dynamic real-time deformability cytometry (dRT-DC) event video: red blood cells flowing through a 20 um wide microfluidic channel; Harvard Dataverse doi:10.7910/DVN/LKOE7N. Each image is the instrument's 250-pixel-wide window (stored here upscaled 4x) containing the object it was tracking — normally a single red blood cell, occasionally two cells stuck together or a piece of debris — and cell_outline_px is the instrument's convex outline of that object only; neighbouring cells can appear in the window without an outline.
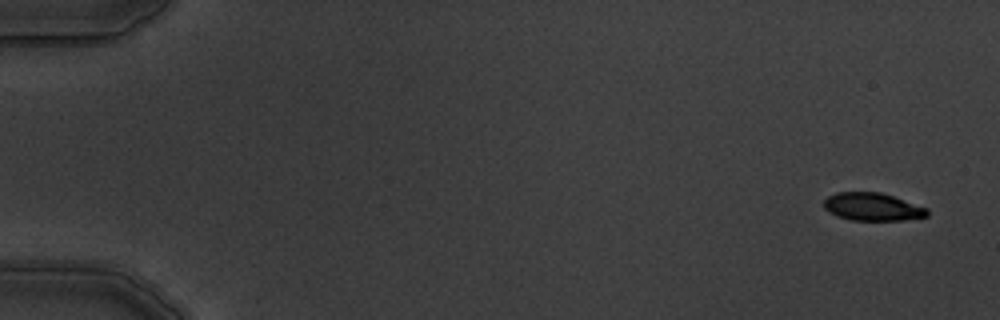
{"species": "common noctule bat (a hibernating species)", "species_latin": "Nyctalus noctula", "temperature_condition": "warm", "stored_images_in_passage": 6, "segment_of_instrument_passage": [1, 2], "camera_frame_rate_fps": 3000, "um_per_image_px": 0.085, "animal": {"sex": "male", "body_mass_g": 19.5, "forearm_length_mm": 54.6}, "frame": {"image": 1, "passage_image": 1, "time_ms": 0.0, "image_size_px": [1000, 320], "cell_outline_px": [[928, 216], [904, 220], [852, 220], [836, 216], [828, 212], [824, 208], [824, 200], [828, 196], [836, 192], [880, 192], [928, 208]], "centroid_in_image_um": [74.14, 17.58], "position_along_channel_um": 10.9, "area_um2": 16.76}}